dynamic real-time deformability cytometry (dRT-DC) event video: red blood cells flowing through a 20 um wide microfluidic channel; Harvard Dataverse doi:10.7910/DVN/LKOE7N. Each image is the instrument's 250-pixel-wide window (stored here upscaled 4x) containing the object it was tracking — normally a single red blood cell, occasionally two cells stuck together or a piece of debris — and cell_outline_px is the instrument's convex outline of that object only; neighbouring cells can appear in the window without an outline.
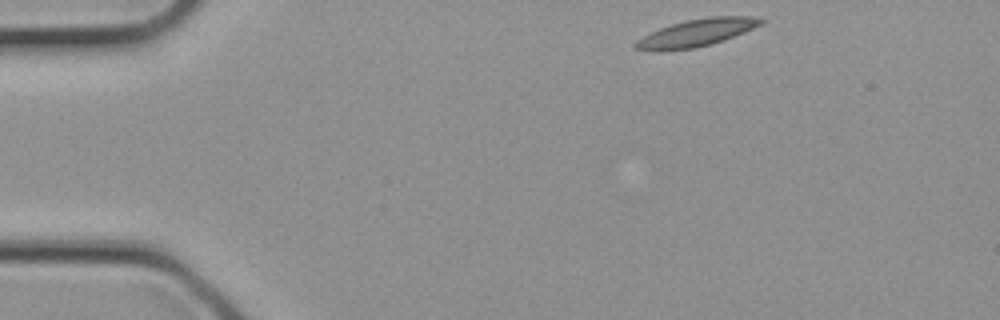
{"species": "common noctule bat (a hibernating species)", "species_latin": "Nyctalus noctula", "temperature_condition": "cold", "stored_images_in_passage": 3, "camera_frame_rate_fps": 3000, "um_per_image_px": 0.085, "animal": {"sex": "female", "body_mass_g": 21.9}, "frame": {"image": 1, "passage_image": 1, "time_ms": 0.0, "image_size_px": [1000, 320], "cell_outline_px": [[764, 20], [760, 24], [744, 32], [724, 40], [712, 44], [696, 48], [660, 52], [636, 48], [632, 44], [636, 40], [660, 28], [672, 24], [688, 20], [712, 16], [752, 16]], "centroid_in_image_um": [59.17, 2.81], "position_along_channel_um": 25.8, "area_um2": 19.83}}